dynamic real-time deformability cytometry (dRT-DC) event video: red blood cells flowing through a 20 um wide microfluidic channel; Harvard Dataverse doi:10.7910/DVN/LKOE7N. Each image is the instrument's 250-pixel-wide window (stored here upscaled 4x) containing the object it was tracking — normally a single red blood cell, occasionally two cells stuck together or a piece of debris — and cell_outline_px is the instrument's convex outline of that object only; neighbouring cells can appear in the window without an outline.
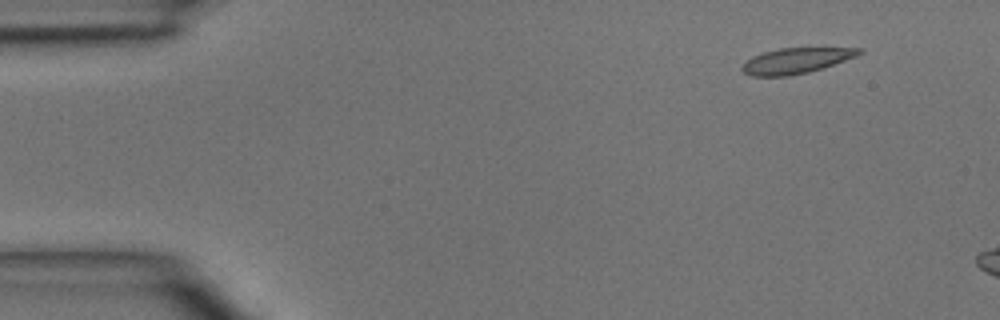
{"species": "common noctule bat (a hibernating species)", "species_latin": "Nyctalus noctula", "temperature_condition": "room temperature", "stored_images_in_passage": 3, "camera_frame_rate_fps": 3000, "um_per_image_px": 0.085, "animal": {"sex": "male", "body_mass_g": 15.6}, "frame": {"image": 1, "passage_image": 1, "time_ms": 0.0, "image_size_px": [1000, 320], "cell_outline_px": [[864, 52], [856, 56], [824, 68], [808, 72], [788, 76], [752, 76], [744, 72], [740, 68], [752, 56], [764, 52], [780, 48], [864, 48]], "centroid_in_image_um": [67.69, 5.16], "position_along_channel_um": 17.3, "area_um2": 17.34}}